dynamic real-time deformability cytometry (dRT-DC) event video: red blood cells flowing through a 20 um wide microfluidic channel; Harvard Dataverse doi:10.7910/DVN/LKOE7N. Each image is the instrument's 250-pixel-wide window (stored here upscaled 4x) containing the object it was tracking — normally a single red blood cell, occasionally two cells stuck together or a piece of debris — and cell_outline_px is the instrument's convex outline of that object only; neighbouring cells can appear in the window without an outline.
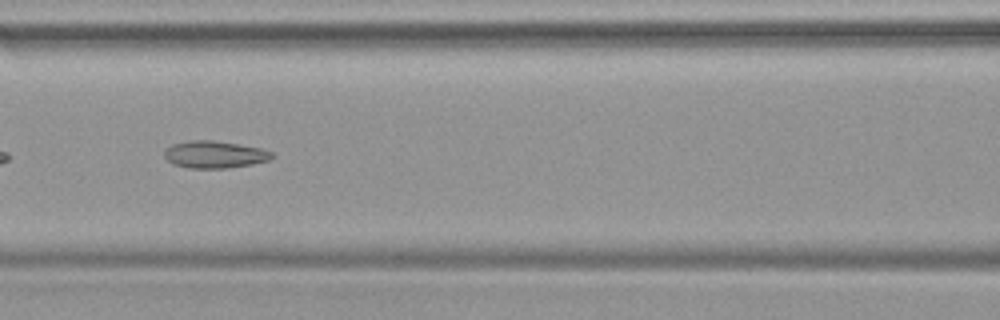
{"species": "common noctule bat (a hibernating species)", "species_latin": "Nyctalus noctula", "temperature_condition": "warm", "stored_images_in_passage": 47, "camera_frame_rate_fps": 3000, "um_per_image_px": 0.085, "animal": {"sex": "female", "body_mass_g": 19.9}, "frame": {"image": 1, "passage_image": 21, "time_ms": 6.667, "image_size_px": [1000, 320], "cell_outline_px": [[276, 156], [268, 160], [252, 164], [224, 168], [188, 168], [172, 164], [164, 156], [164, 152], [172, 144], [188, 140], [212, 140], [240, 144], [260, 148], [272, 152]], "centroid_in_image_um": [18.24, 13.13], "position_along_channel_um": 148.4, "area_um2": 17.05}}
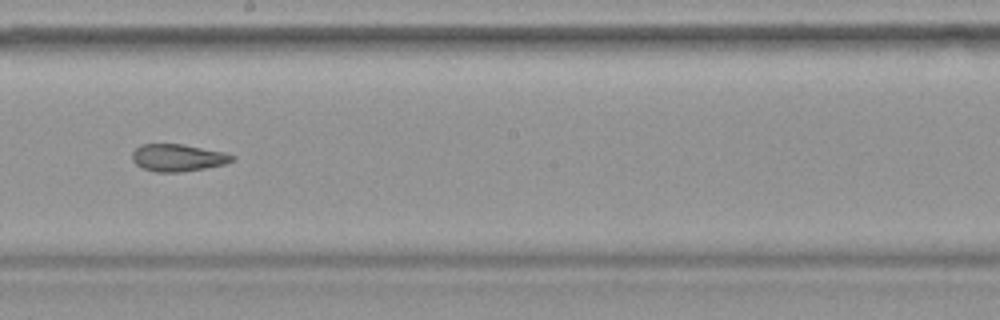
{"frame": {"image": 2, "passage_image": 27, "time_ms": 8.667, "image_size_px": [1000, 320], "cell_outline_px": [[236, 156], [232, 160], [224, 164], [204, 168], [180, 172], [156, 172], [144, 168], [136, 164], [132, 160], [132, 152], [140, 144], [180, 144], [224, 152]], "centroid_in_image_um": [15.09, 13.4], "position_along_channel_um": 233.1, "area_um2": 15.66}}